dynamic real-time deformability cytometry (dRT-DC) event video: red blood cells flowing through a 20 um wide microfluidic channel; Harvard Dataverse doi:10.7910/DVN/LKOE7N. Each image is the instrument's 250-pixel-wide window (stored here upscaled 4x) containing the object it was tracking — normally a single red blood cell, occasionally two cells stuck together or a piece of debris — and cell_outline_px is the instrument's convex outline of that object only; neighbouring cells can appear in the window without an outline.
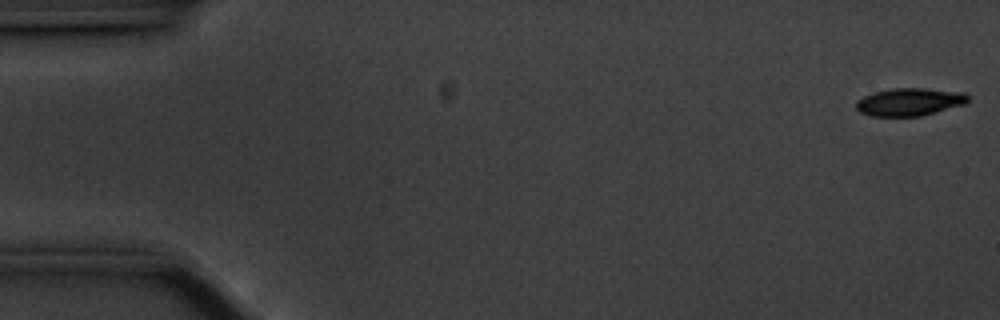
{"species": "common noctule bat (a hibernating species)", "species_latin": "Nyctalus noctula", "temperature_condition": "cold", "stored_images_in_passage": 56, "camera_frame_rate_fps": 3000, "um_per_image_px": 0.085, "animal": {"sex": "male", "body_mass_g": 20.1, "forearm_length_mm": 53.5}, "frame": {"image": 1, "passage_image": 1, "time_ms": 0.0, "image_size_px": [1000, 320], "cell_outline_px": [[968, 100], [964, 104], [936, 112], [920, 116], [872, 116], [860, 112], [856, 108], [856, 100], [872, 92], [892, 88], [924, 88], [964, 92], [968, 96]], "centroid_in_image_um": [77.28, 8.65], "position_along_channel_um": 7.7, "area_um2": 18.09}}
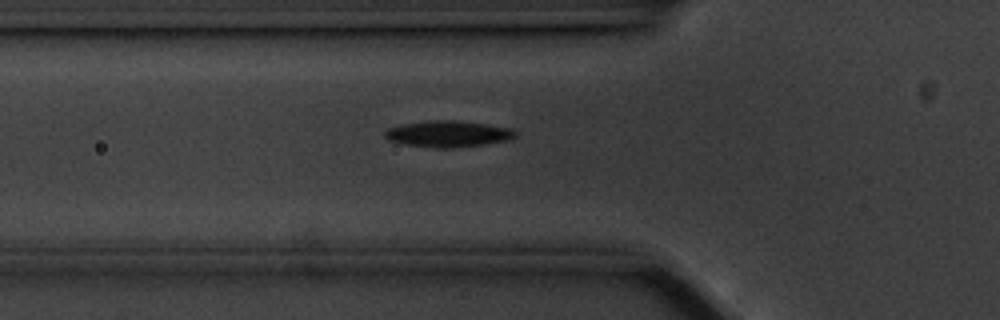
{"frame": {"image": 2, "passage_image": 19, "time_ms": 6.0, "image_size_px": [1000, 320], "cell_outline_px": [[516, 136], [508, 140], [484, 144], [452, 148], [436, 148], [408, 144], [388, 140], [384, 136], [384, 132], [388, 128], [400, 124], [432, 120], [456, 120], [488, 124], [512, 128], [516, 132]], "centroid_in_image_um": [38.09, 11.37], "position_along_channel_um": 87.7, "area_um2": 20.0}}
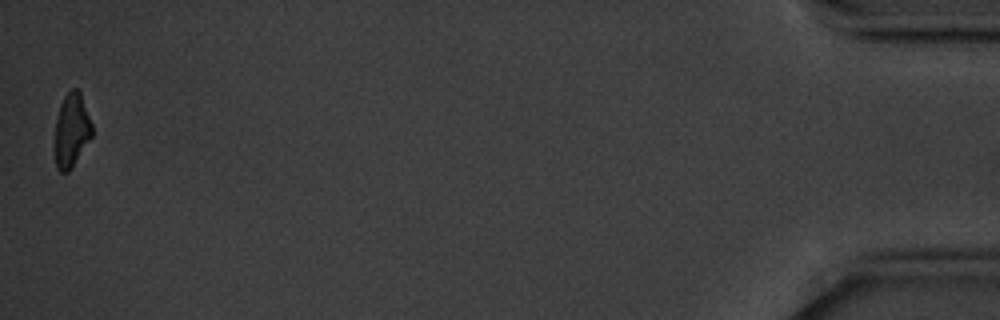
{"frame": {"image": 3, "passage_image": 56, "time_ms": 18.333, "image_size_px": [1000, 320], "cell_outline_px": [[92, 136], [72, 168], [68, 172], [60, 172], [56, 168], [52, 148], [56, 120], [60, 104], [64, 96], [72, 88], [76, 88], [80, 92], [92, 124]], "centroid_in_image_um": [6.03, 11.13], "position_along_channel_um": 429.2, "area_um2": 16.47}, "authors_computed_cell_mechanics": {"area_um2": 18.5827, "velocity_mm_per_s": 3.5202, "shape_relaxation_time_tau1_ms": 1.9959, "shape_relaxation_time_tau2_ms": null, "deformation_change_tau1": 0.1172, "deformation_change_tau2": null}}